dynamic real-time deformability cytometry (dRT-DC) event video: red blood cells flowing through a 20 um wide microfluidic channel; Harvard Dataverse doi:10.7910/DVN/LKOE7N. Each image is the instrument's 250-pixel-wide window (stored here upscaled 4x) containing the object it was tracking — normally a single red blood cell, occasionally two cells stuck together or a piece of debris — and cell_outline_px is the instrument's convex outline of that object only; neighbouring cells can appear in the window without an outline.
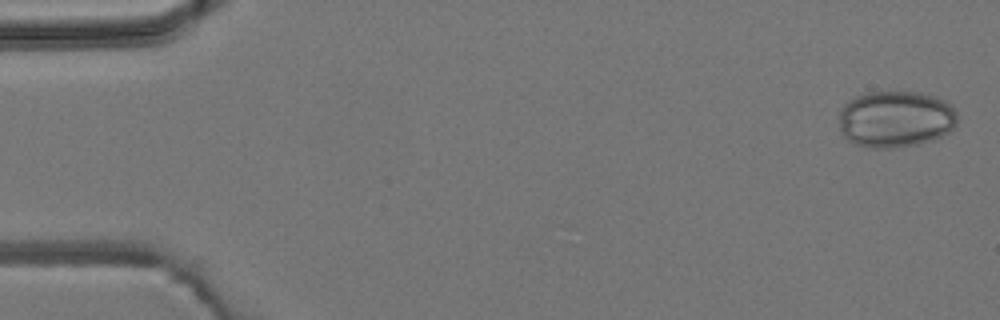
{"species": "common noctule bat (a hibernating species)", "species_latin": "Nyctalus noctula", "temperature_condition": "room temperature", "stored_images_in_passage": 7, "camera_frame_rate_fps": 3000, "um_per_image_px": 0.085, "animal": {"sex": "male", "body_mass_g": 19.2, "forearm_length_mm": 51.8}, "frame": {"image": 1, "passage_image": 1, "time_ms": 0.0, "image_size_px": [1000, 320], "cell_outline_px": [[956, 124], [948, 132], [932, 140], [920, 144], [896, 148], [872, 148], [856, 144], [848, 140], [840, 132], [840, 112], [844, 104], [848, 100], [856, 96], [868, 92], [920, 92], [936, 96], [952, 104], [956, 108]], "centroid_in_image_um": [76.14, 10.12], "position_along_channel_um": 8.9, "area_um2": 39.42}}
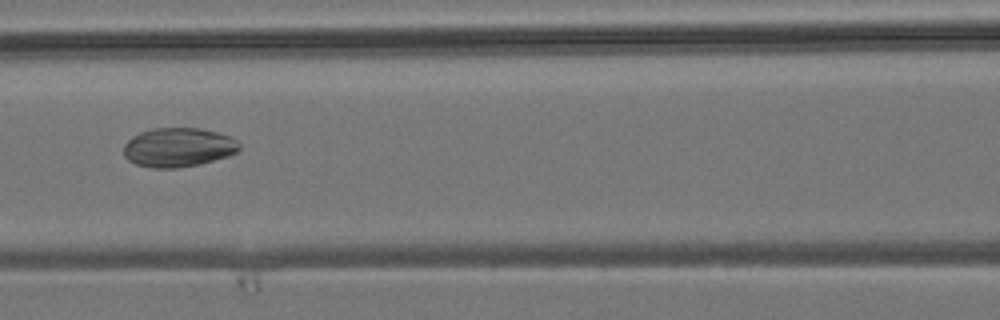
{"frame": {"image": 2, "passage_image": 7, "time_ms": 7.0, "image_size_px": [1000, 320], "cell_outline_px": [[240, 148], [236, 152], [228, 156], [200, 164], [176, 168], [152, 168], [136, 164], [128, 160], [124, 156], [124, 144], [132, 136], [140, 132], [152, 128], [200, 128], [216, 132], [228, 136], [236, 140], [240, 144]], "centroid_in_image_um": [15.13, 12.53], "position_along_channel_um": 151.5, "area_um2": 26.41}}